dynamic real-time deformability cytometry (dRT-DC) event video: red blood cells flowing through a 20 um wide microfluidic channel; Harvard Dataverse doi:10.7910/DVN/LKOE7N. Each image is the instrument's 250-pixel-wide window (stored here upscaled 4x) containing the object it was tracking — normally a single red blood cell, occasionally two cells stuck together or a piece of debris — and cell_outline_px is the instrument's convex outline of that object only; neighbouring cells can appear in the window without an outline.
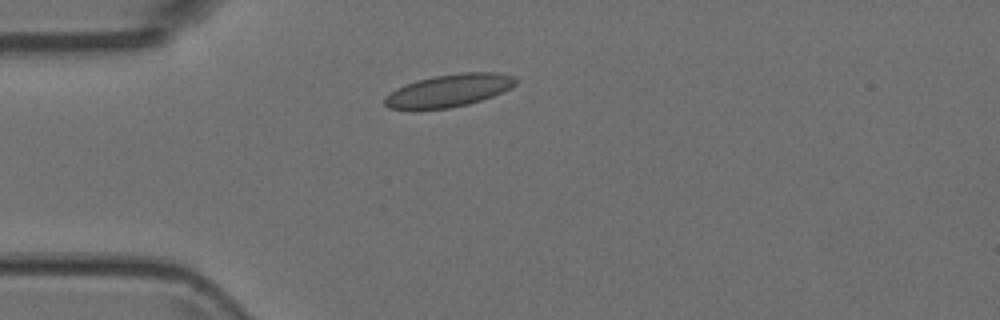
{"species": "Egyptian fruit bat (a non-hibernating species)", "species_latin": "Rousettus aegyptiacus", "temperature_condition": "room temperature", "stored_images_in_passage": 3, "camera_frame_rate_fps": 3000, "um_per_image_px": 0.085, "animal": {"sex": "female"}, "frame": {"image": 1, "passage_image": 2, "time_ms": 0.333, "image_size_px": [1000, 320], "cell_outline_px": [[520, 80], [512, 88], [492, 96], [468, 104], [448, 108], [416, 112], [412, 112], [388, 108], [384, 104], [384, 96], [396, 88], [404, 84], [416, 80], [436, 76], [460, 72], [500, 72], [516, 76]], "centroid_in_image_um": [38.12, 7.72], "position_along_channel_um": 46.9, "area_um2": 25.84}}